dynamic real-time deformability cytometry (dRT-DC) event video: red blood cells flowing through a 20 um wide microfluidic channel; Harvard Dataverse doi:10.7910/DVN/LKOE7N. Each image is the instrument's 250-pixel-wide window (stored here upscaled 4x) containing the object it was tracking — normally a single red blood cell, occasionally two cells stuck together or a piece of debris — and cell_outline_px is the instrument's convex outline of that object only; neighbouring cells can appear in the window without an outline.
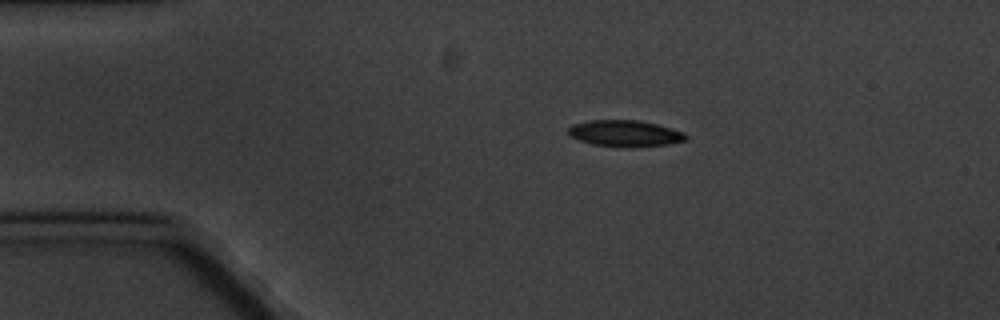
{"species": "common noctule bat (a hibernating species)", "species_latin": "Nyctalus noctula", "temperature_condition": "cold", "stored_images_in_passage": 4, "camera_frame_rate_fps": 3000, "um_per_image_px": 0.085, "animal": {"sex": "male", "body_mass_g": 20.1, "forearm_length_mm": 53.5}, "frame": {"image": 1, "passage_image": 3, "time_ms": 2.333, "image_size_px": [1000, 320], "cell_outline_px": [[688, 140], [668, 144], [632, 148], [624, 148], [592, 144], [580, 140], [572, 136], [568, 132], [568, 128], [572, 124], [588, 120], [636, 120], [656, 124], [672, 128], [684, 132], [688, 136]], "centroid_in_image_um": [53.15, 11.35], "position_along_channel_um": 31.8, "area_um2": 18.26}}